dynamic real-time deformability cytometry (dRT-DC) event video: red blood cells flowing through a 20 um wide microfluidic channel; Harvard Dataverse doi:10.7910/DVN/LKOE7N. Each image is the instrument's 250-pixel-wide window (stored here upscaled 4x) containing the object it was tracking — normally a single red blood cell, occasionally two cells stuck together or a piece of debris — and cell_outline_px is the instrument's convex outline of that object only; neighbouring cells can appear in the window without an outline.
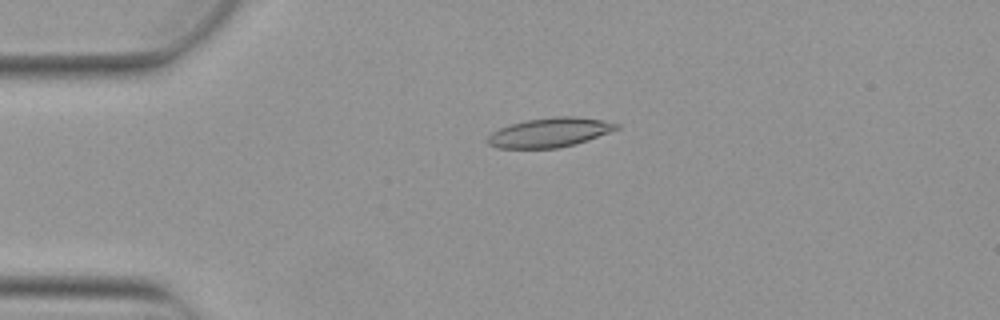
{"species": "Egyptian fruit bat (a non-hibernating species)", "species_latin": "Rousettus aegyptiacus", "temperature_condition": "warm", "stored_images_in_passage": 5, "camera_frame_rate_fps": 3000, "um_per_image_px": 0.085, "animal": {"sex": "female"}, "frame": {"image": 1, "passage_image": 3, "time_ms": 0.667, "image_size_px": [1000, 320], "cell_outline_px": [[620, 128], [588, 140], [576, 144], [556, 148], [496, 148], [488, 144], [484, 140], [492, 132], [500, 128], [524, 120], [556, 116], [576, 116], [604, 120], [620, 124]], "centroid_in_image_um": [46.72, 11.26], "position_along_channel_um": 38.3, "area_um2": 22.2}}
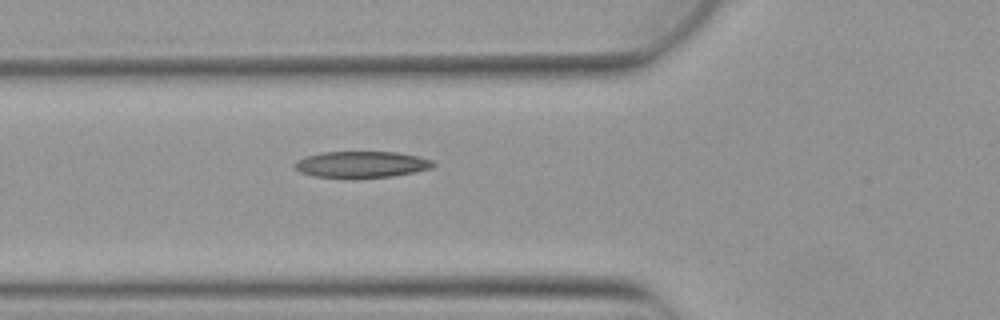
{"frame": {"image": 2, "passage_image": 5, "time_ms": 1.333, "image_size_px": [1000, 320], "cell_outline_px": [[436, 164], [432, 168], [416, 172], [392, 176], [316, 176], [300, 172], [292, 168], [292, 164], [296, 160], [304, 156], [320, 152], [396, 152], [416, 156], [432, 160]], "centroid_in_image_um": [30.69, 13.95], "position_along_channel_um": 95.1, "area_um2": 20.92}}